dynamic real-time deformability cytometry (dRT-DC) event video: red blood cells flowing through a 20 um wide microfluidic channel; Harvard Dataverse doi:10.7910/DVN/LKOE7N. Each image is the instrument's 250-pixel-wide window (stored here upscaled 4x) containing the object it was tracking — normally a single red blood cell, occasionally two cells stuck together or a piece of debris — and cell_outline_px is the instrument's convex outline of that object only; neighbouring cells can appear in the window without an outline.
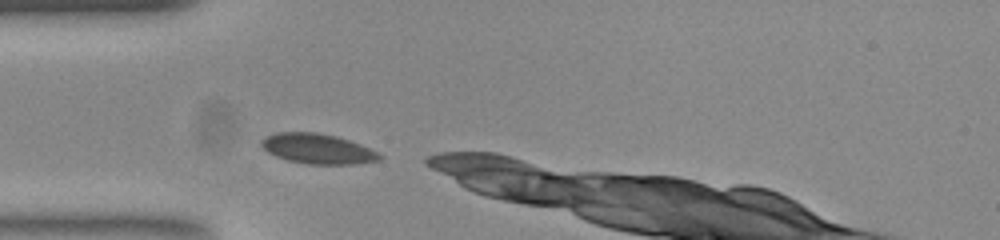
{"species": "common noctule bat (a hibernating species)", "species_latin": "Nyctalus noctula", "temperature_condition": "room temperature", "stored_images_in_passage": 8, "camera_frame_rate_fps": 3000, "um_per_image_px": 0.085, "animal": {"sex": "female", "body_mass_g": 23.0, "forearm_length_mm": 53.4}, "frame": {"image": 1, "passage_image": 1, "time_ms": 0.0, "image_size_px": [1000, 240], "cell_outline_px": [[380, 160], [352, 164], [308, 164], [288, 160], [276, 156], [268, 152], [260, 144], [260, 140], [276, 132], [316, 132], [336, 136], [348, 140], [368, 148], [376, 152], [380, 156]], "centroid_in_image_um": [26.94, 12.64], "position_along_channel_um": 58.1, "area_um2": 20.35}}
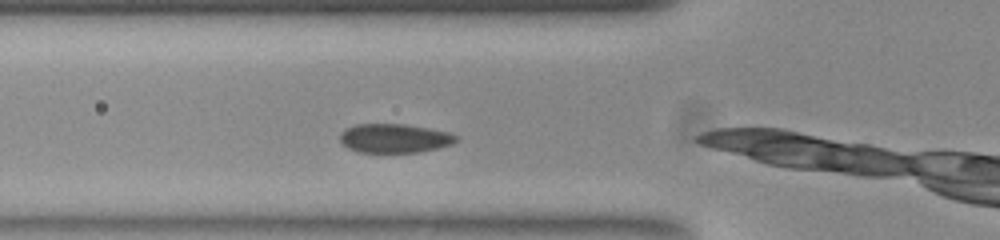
{"frame": {"image": 2, "passage_image": 4, "time_ms": 1.0, "image_size_px": [1000, 240], "cell_outline_px": [[460, 140], [452, 144], [436, 148], [416, 152], [356, 152], [348, 148], [340, 140], [340, 132], [356, 124], [404, 124], [428, 128], [448, 132], [456, 136]], "centroid_in_image_um": [33.52, 11.75], "position_along_channel_um": 92.3, "area_um2": 19.48}}
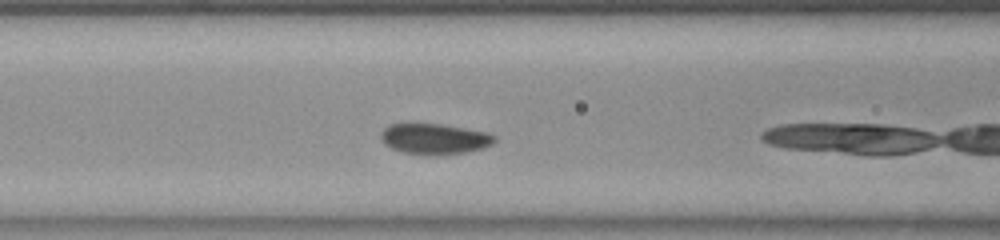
{"frame": {"image": 3, "passage_image": 7, "time_ms": 2.0, "image_size_px": [1000, 240], "cell_outline_px": [[496, 140], [480, 148], [464, 152], [436, 156], [404, 152], [392, 148], [380, 136], [380, 132], [384, 128], [392, 124], [440, 124], [484, 132], [496, 136]], "centroid_in_image_um": [36.91, 11.81], "position_along_channel_um": 129.7, "area_um2": 19.71}}